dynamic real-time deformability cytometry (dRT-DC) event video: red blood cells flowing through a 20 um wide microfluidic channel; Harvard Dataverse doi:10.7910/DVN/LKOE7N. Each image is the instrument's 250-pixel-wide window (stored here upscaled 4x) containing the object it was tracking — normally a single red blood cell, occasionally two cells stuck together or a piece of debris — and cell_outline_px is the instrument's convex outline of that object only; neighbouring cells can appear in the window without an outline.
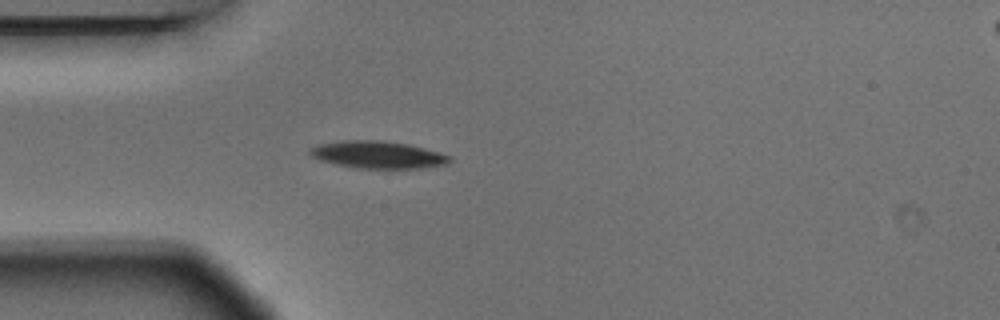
{"species": "Egyptian fruit bat (a non-hibernating species)", "species_latin": "Rousettus aegyptiacus", "temperature_condition": "warm", "stored_images_in_passage": 3, "camera_frame_rate_fps": 3000, "um_per_image_px": 0.085, "animal": {"sex": "male"}, "frame": {"image": 1, "passage_image": 3, "time_ms": 0.667, "image_size_px": [1000, 320], "cell_outline_px": [[452, 160], [448, 164], [416, 168], [356, 168], [336, 164], [320, 160], [312, 156], [308, 152], [308, 148], [320, 144], [344, 140], [384, 140], [408, 144], [440, 152], [452, 156]], "centroid_in_image_um": [32.12, 13.14], "position_along_channel_um": 52.9, "area_um2": 22.25}}